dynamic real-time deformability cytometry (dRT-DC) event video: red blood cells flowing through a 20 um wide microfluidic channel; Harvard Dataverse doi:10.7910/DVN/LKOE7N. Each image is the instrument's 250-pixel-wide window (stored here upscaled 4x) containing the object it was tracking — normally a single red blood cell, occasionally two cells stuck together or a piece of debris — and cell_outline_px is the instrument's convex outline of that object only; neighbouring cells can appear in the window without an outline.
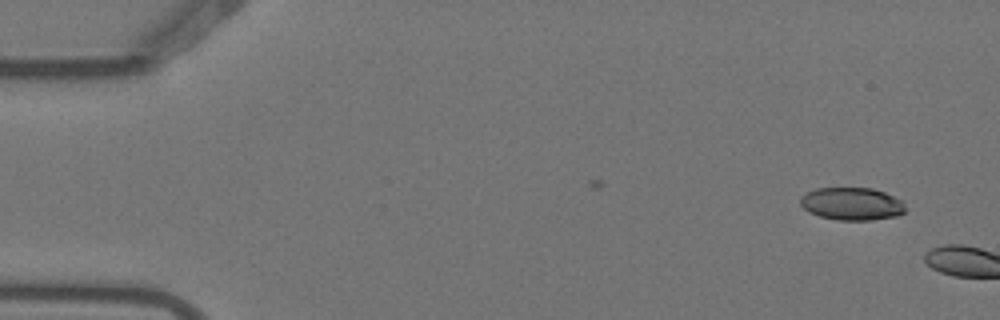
{"species": "Egyptian fruit bat (a non-hibernating species)", "species_latin": "Rousettus aegyptiacus", "temperature_condition": "warm", "stored_images_in_passage": 2, "camera_frame_rate_fps": 3000, "um_per_image_px": 0.085, "animal": {"sex": "female"}, "frame": {"image": 1, "passage_image": 1, "time_ms": 0.0, "image_size_px": [1000, 320], "cell_outline_px": [[904, 212], [896, 216], [872, 220], [836, 220], [820, 216], [808, 212], [800, 204], [800, 196], [816, 188], [872, 188], [884, 192], [904, 200]], "centroid_in_image_um": [72.41, 17.32], "position_along_channel_um": 12.6, "area_um2": 20.11}}